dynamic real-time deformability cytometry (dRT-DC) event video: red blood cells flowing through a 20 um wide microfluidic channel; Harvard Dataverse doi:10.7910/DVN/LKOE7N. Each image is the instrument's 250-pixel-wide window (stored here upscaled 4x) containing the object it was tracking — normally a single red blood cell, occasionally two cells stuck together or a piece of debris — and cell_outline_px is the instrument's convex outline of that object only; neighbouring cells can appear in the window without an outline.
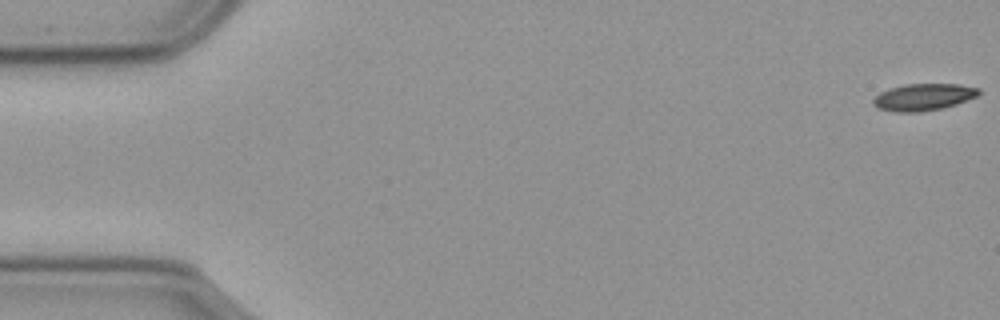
{"species": "common noctule bat (a hibernating species)", "species_latin": "Nyctalus noctula", "temperature_condition": "cold", "stored_images_in_passage": 58, "camera_frame_rate_fps": 3000, "um_per_image_px": 0.085, "animal": {"sex": "male", "body_mass_g": 23.1, "forearm_length_mm": 52.7}, "frame": {"image": 1, "passage_image": 1, "time_ms": 0.0, "image_size_px": [1000, 320], "cell_outline_px": [[980, 92], [976, 96], [956, 104], [940, 108], [920, 112], [896, 112], [880, 108], [872, 100], [880, 92], [904, 84], [956, 84], [976, 88]], "centroid_in_image_um": [78.48, 8.25], "position_along_channel_um": 6.5, "area_um2": 16.07}}
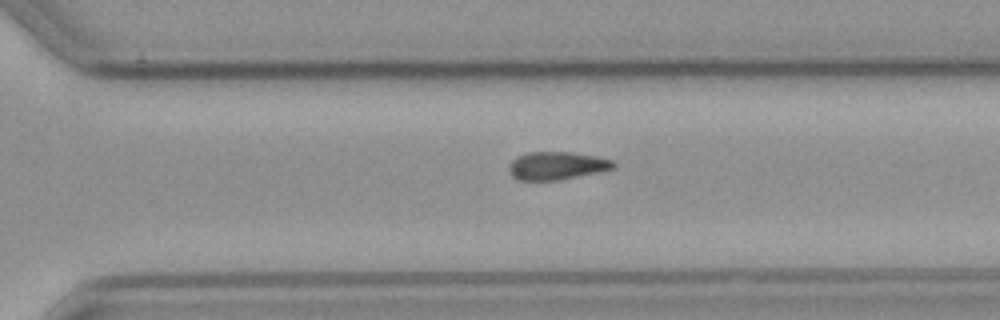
{"frame": {"image": 2, "passage_image": 40, "time_ms": 13.0, "image_size_px": [1000, 320], "cell_outline_px": [[616, 164], [612, 168], [600, 172], [556, 180], [516, 180], [512, 176], [508, 168], [512, 160], [528, 152], [572, 152], [596, 156], [612, 160]], "centroid_in_image_um": [47.32, 14.08], "position_along_channel_um": 323.3, "area_um2": 16.88}}
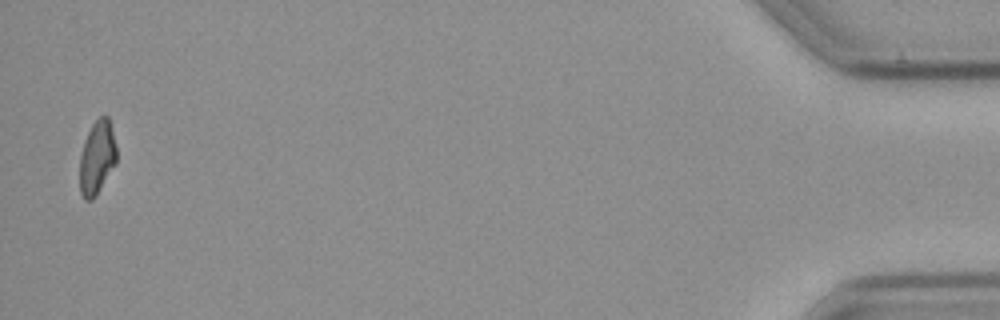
{"frame": {"image": 3, "passage_image": 57, "time_ms": 18.667, "image_size_px": [1000, 320], "cell_outline_px": [[116, 164], [96, 196], [92, 200], [84, 200], [80, 192], [80, 156], [88, 132], [92, 124], [100, 116], [108, 116], [116, 144]], "centroid_in_image_um": [8.26, 13.42], "position_along_channel_um": 426.9, "area_um2": 15.78}}